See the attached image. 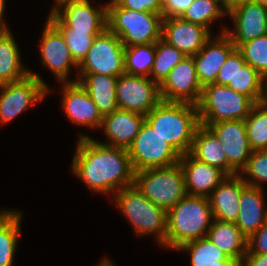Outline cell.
Here are the masks:
<instances>
[{"label":"cell","instance_id":"4dcf8cb0","mask_svg":"<svg viewBox=\"0 0 267 266\" xmlns=\"http://www.w3.org/2000/svg\"><path fill=\"white\" fill-rule=\"evenodd\" d=\"M176 250L190 252L191 266H211L216 261H223L229 257L207 236L188 241Z\"/></svg>","mask_w":267,"mask_h":266},{"label":"cell","instance_id":"5bb4252c","mask_svg":"<svg viewBox=\"0 0 267 266\" xmlns=\"http://www.w3.org/2000/svg\"><path fill=\"white\" fill-rule=\"evenodd\" d=\"M161 99L197 105L202 86L198 81L193 56H185L159 84Z\"/></svg>","mask_w":267,"mask_h":266},{"label":"cell","instance_id":"74e56055","mask_svg":"<svg viewBox=\"0 0 267 266\" xmlns=\"http://www.w3.org/2000/svg\"><path fill=\"white\" fill-rule=\"evenodd\" d=\"M245 63L242 54L236 48L221 66L215 84L228 85L230 81H233L237 69L241 68Z\"/></svg>","mask_w":267,"mask_h":266},{"label":"cell","instance_id":"7c38bea8","mask_svg":"<svg viewBox=\"0 0 267 266\" xmlns=\"http://www.w3.org/2000/svg\"><path fill=\"white\" fill-rule=\"evenodd\" d=\"M119 109L146 116L162 99L159 84L150 77L122 74L116 82Z\"/></svg>","mask_w":267,"mask_h":266},{"label":"cell","instance_id":"7402d4cb","mask_svg":"<svg viewBox=\"0 0 267 266\" xmlns=\"http://www.w3.org/2000/svg\"><path fill=\"white\" fill-rule=\"evenodd\" d=\"M262 188L247 185L243 181V191L239 201V215L235 224L249 239L267 221Z\"/></svg>","mask_w":267,"mask_h":266},{"label":"cell","instance_id":"603a6c76","mask_svg":"<svg viewBox=\"0 0 267 266\" xmlns=\"http://www.w3.org/2000/svg\"><path fill=\"white\" fill-rule=\"evenodd\" d=\"M243 179L239 174L227 176L208 197L215 220L235 222L239 215V201Z\"/></svg>","mask_w":267,"mask_h":266},{"label":"cell","instance_id":"836d02e7","mask_svg":"<svg viewBox=\"0 0 267 266\" xmlns=\"http://www.w3.org/2000/svg\"><path fill=\"white\" fill-rule=\"evenodd\" d=\"M228 13V10L217 0H194L181 15L185 21L199 24L209 31L210 24Z\"/></svg>","mask_w":267,"mask_h":266},{"label":"cell","instance_id":"9a60e30c","mask_svg":"<svg viewBox=\"0 0 267 266\" xmlns=\"http://www.w3.org/2000/svg\"><path fill=\"white\" fill-rule=\"evenodd\" d=\"M234 20V32L223 27L236 48L247 41L267 34V7L252 1L239 3L227 13Z\"/></svg>","mask_w":267,"mask_h":266},{"label":"cell","instance_id":"8992f818","mask_svg":"<svg viewBox=\"0 0 267 266\" xmlns=\"http://www.w3.org/2000/svg\"><path fill=\"white\" fill-rule=\"evenodd\" d=\"M256 103L227 85L210 84L202 88L197 104L200 124L245 120Z\"/></svg>","mask_w":267,"mask_h":266},{"label":"cell","instance_id":"ba28073f","mask_svg":"<svg viewBox=\"0 0 267 266\" xmlns=\"http://www.w3.org/2000/svg\"><path fill=\"white\" fill-rule=\"evenodd\" d=\"M127 151L135 172L168 167L178 163L181 157L146 120Z\"/></svg>","mask_w":267,"mask_h":266},{"label":"cell","instance_id":"9c48e42d","mask_svg":"<svg viewBox=\"0 0 267 266\" xmlns=\"http://www.w3.org/2000/svg\"><path fill=\"white\" fill-rule=\"evenodd\" d=\"M125 46L106 28L95 37L86 57L78 65L79 73L105 74L119 77L125 73Z\"/></svg>","mask_w":267,"mask_h":266},{"label":"cell","instance_id":"1f68e13d","mask_svg":"<svg viewBox=\"0 0 267 266\" xmlns=\"http://www.w3.org/2000/svg\"><path fill=\"white\" fill-rule=\"evenodd\" d=\"M155 60V43L125 47V73L148 77Z\"/></svg>","mask_w":267,"mask_h":266},{"label":"cell","instance_id":"8d00e7d4","mask_svg":"<svg viewBox=\"0 0 267 266\" xmlns=\"http://www.w3.org/2000/svg\"><path fill=\"white\" fill-rule=\"evenodd\" d=\"M240 172L246 175L245 178L241 173L239 174L247 185L262 188V183L267 182V150L252 151Z\"/></svg>","mask_w":267,"mask_h":266},{"label":"cell","instance_id":"d6986e66","mask_svg":"<svg viewBox=\"0 0 267 266\" xmlns=\"http://www.w3.org/2000/svg\"><path fill=\"white\" fill-rule=\"evenodd\" d=\"M217 37H211L193 56L197 78L202 88L215 83L221 66L236 49L225 33L221 32Z\"/></svg>","mask_w":267,"mask_h":266},{"label":"cell","instance_id":"d6a6232c","mask_svg":"<svg viewBox=\"0 0 267 266\" xmlns=\"http://www.w3.org/2000/svg\"><path fill=\"white\" fill-rule=\"evenodd\" d=\"M186 55L162 38L155 43V60L150 73L152 81L160 84Z\"/></svg>","mask_w":267,"mask_h":266},{"label":"cell","instance_id":"6da1fadb","mask_svg":"<svg viewBox=\"0 0 267 266\" xmlns=\"http://www.w3.org/2000/svg\"><path fill=\"white\" fill-rule=\"evenodd\" d=\"M72 162V172L91 190L114 194L134 185L135 171L127 149L102 144L80 135Z\"/></svg>","mask_w":267,"mask_h":266},{"label":"cell","instance_id":"52a82bcc","mask_svg":"<svg viewBox=\"0 0 267 266\" xmlns=\"http://www.w3.org/2000/svg\"><path fill=\"white\" fill-rule=\"evenodd\" d=\"M134 185L147 199L166 211L187 195L179 163L135 172Z\"/></svg>","mask_w":267,"mask_h":266},{"label":"cell","instance_id":"f907efd6","mask_svg":"<svg viewBox=\"0 0 267 266\" xmlns=\"http://www.w3.org/2000/svg\"><path fill=\"white\" fill-rule=\"evenodd\" d=\"M217 1L220 2L224 6V0H217Z\"/></svg>","mask_w":267,"mask_h":266},{"label":"cell","instance_id":"3957f363","mask_svg":"<svg viewBox=\"0 0 267 266\" xmlns=\"http://www.w3.org/2000/svg\"><path fill=\"white\" fill-rule=\"evenodd\" d=\"M213 220L208 197L186 195L167 211L166 248L207 236Z\"/></svg>","mask_w":267,"mask_h":266},{"label":"cell","instance_id":"44dd1931","mask_svg":"<svg viewBox=\"0 0 267 266\" xmlns=\"http://www.w3.org/2000/svg\"><path fill=\"white\" fill-rule=\"evenodd\" d=\"M144 121L145 116L142 114L117 109L103 116L100 129L103 128L109 142L100 143L128 149L140 132Z\"/></svg>","mask_w":267,"mask_h":266},{"label":"cell","instance_id":"cb8c5ba5","mask_svg":"<svg viewBox=\"0 0 267 266\" xmlns=\"http://www.w3.org/2000/svg\"><path fill=\"white\" fill-rule=\"evenodd\" d=\"M78 74L75 81H79L86 89L102 117L119 109L116 99L117 77L95 73Z\"/></svg>","mask_w":267,"mask_h":266},{"label":"cell","instance_id":"c3c4849f","mask_svg":"<svg viewBox=\"0 0 267 266\" xmlns=\"http://www.w3.org/2000/svg\"><path fill=\"white\" fill-rule=\"evenodd\" d=\"M252 2L258 3L260 5H263L265 7H267V0H250Z\"/></svg>","mask_w":267,"mask_h":266},{"label":"cell","instance_id":"7a4b0ae2","mask_svg":"<svg viewBox=\"0 0 267 266\" xmlns=\"http://www.w3.org/2000/svg\"><path fill=\"white\" fill-rule=\"evenodd\" d=\"M145 120L181 156L189 153L200 125L197 105L163 100L149 111Z\"/></svg>","mask_w":267,"mask_h":266},{"label":"cell","instance_id":"60d3db41","mask_svg":"<svg viewBox=\"0 0 267 266\" xmlns=\"http://www.w3.org/2000/svg\"><path fill=\"white\" fill-rule=\"evenodd\" d=\"M194 0H163V17H181Z\"/></svg>","mask_w":267,"mask_h":266},{"label":"cell","instance_id":"d590c367","mask_svg":"<svg viewBox=\"0 0 267 266\" xmlns=\"http://www.w3.org/2000/svg\"><path fill=\"white\" fill-rule=\"evenodd\" d=\"M69 47L72 58L79 65L86 57L96 36L103 31H74V29H58Z\"/></svg>","mask_w":267,"mask_h":266},{"label":"cell","instance_id":"e575fe53","mask_svg":"<svg viewBox=\"0 0 267 266\" xmlns=\"http://www.w3.org/2000/svg\"><path fill=\"white\" fill-rule=\"evenodd\" d=\"M237 50L247 64L261 75L267 74V34L240 44Z\"/></svg>","mask_w":267,"mask_h":266},{"label":"cell","instance_id":"681fc988","mask_svg":"<svg viewBox=\"0 0 267 266\" xmlns=\"http://www.w3.org/2000/svg\"><path fill=\"white\" fill-rule=\"evenodd\" d=\"M55 1H56L55 5H57V4H59L60 2H62L64 0H55Z\"/></svg>","mask_w":267,"mask_h":266},{"label":"cell","instance_id":"ac0fdd59","mask_svg":"<svg viewBox=\"0 0 267 266\" xmlns=\"http://www.w3.org/2000/svg\"><path fill=\"white\" fill-rule=\"evenodd\" d=\"M62 108L73 123L88 128H99L103 117L86 89L79 81L63 82Z\"/></svg>","mask_w":267,"mask_h":266},{"label":"cell","instance_id":"f35d334b","mask_svg":"<svg viewBox=\"0 0 267 266\" xmlns=\"http://www.w3.org/2000/svg\"><path fill=\"white\" fill-rule=\"evenodd\" d=\"M119 7L162 14L163 0H113Z\"/></svg>","mask_w":267,"mask_h":266},{"label":"cell","instance_id":"4316f807","mask_svg":"<svg viewBox=\"0 0 267 266\" xmlns=\"http://www.w3.org/2000/svg\"><path fill=\"white\" fill-rule=\"evenodd\" d=\"M21 65L19 47L12 33L0 31V85L26 78L30 71Z\"/></svg>","mask_w":267,"mask_h":266},{"label":"cell","instance_id":"ee69618b","mask_svg":"<svg viewBox=\"0 0 267 266\" xmlns=\"http://www.w3.org/2000/svg\"><path fill=\"white\" fill-rule=\"evenodd\" d=\"M5 0H0V31H7L9 30L7 24L3 20L4 17V8H5Z\"/></svg>","mask_w":267,"mask_h":266},{"label":"cell","instance_id":"5b68a950","mask_svg":"<svg viewBox=\"0 0 267 266\" xmlns=\"http://www.w3.org/2000/svg\"><path fill=\"white\" fill-rule=\"evenodd\" d=\"M115 203L132 224L137 235L154 233L159 246L166 247L167 211L147 199L135 186L118 190Z\"/></svg>","mask_w":267,"mask_h":266},{"label":"cell","instance_id":"83f0119b","mask_svg":"<svg viewBox=\"0 0 267 266\" xmlns=\"http://www.w3.org/2000/svg\"><path fill=\"white\" fill-rule=\"evenodd\" d=\"M22 213L4 210L0 214V266H12L18 238L21 235Z\"/></svg>","mask_w":267,"mask_h":266},{"label":"cell","instance_id":"f1b7e54d","mask_svg":"<svg viewBox=\"0 0 267 266\" xmlns=\"http://www.w3.org/2000/svg\"><path fill=\"white\" fill-rule=\"evenodd\" d=\"M264 76L252 66L245 63L238 68L233 81L228 83V87L234 91L251 98L255 103L262 102Z\"/></svg>","mask_w":267,"mask_h":266},{"label":"cell","instance_id":"b9f144b4","mask_svg":"<svg viewBox=\"0 0 267 266\" xmlns=\"http://www.w3.org/2000/svg\"><path fill=\"white\" fill-rule=\"evenodd\" d=\"M243 266H267V254H245Z\"/></svg>","mask_w":267,"mask_h":266},{"label":"cell","instance_id":"30bf717a","mask_svg":"<svg viewBox=\"0 0 267 266\" xmlns=\"http://www.w3.org/2000/svg\"><path fill=\"white\" fill-rule=\"evenodd\" d=\"M47 19L57 29L104 31L107 28V4L95 8L90 0H64L53 6Z\"/></svg>","mask_w":267,"mask_h":266},{"label":"cell","instance_id":"bcb514c9","mask_svg":"<svg viewBox=\"0 0 267 266\" xmlns=\"http://www.w3.org/2000/svg\"><path fill=\"white\" fill-rule=\"evenodd\" d=\"M262 102L267 104V74L264 76L263 81V97Z\"/></svg>","mask_w":267,"mask_h":266},{"label":"cell","instance_id":"d4e9b609","mask_svg":"<svg viewBox=\"0 0 267 266\" xmlns=\"http://www.w3.org/2000/svg\"><path fill=\"white\" fill-rule=\"evenodd\" d=\"M221 142L206 126L199 125L195 131L189 154L196 160L223 170L227 174V157Z\"/></svg>","mask_w":267,"mask_h":266},{"label":"cell","instance_id":"f546056e","mask_svg":"<svg viewBox=\"0 0 267 266\" xmlns=\"http://www.w3.org/2000/svg\"><path fill=\"white\" fill-rule=\"evenodd\" d=\"M244 122L252 151L267 150V104L256 103Z\"/></svg>","mask_w":267,"mask_h":266},{"label":"cell","instance_id":"4fadbf2b","mask_svg":"<svg viewBox=\"0 0 267 266\" xmlns=\"http://www.w3.org/2000/svg\"><path fill=\"white\" fill-rule=\"evenodd\" d=\"M201 125L208 127L221 142L222 150L227 157V175L239 174L252 153L244 120H227Z\"/></svg>","mask_w":267,"mask_h":266},{"label":"cell","instance_id":"ab89813d","mask_svg":"<svg viewBox=\"0 0 267 266\" xmlns=\"http://www.w3.org/2000/svg\"><path fill=\"white\" fill-rule=\"evenodd\" d=\"M246 254H267V221L247 239Z\"/></svg>","mask_w":267,"mask_h":266},{"label":"cell","instance_id":"277c9868","mask_svg":"<svg viewBox=\"0 0 267 266\" xmlns=\"http://www.w3.org/2000/svg\"><path fill=\"white\" fill-rule=\"evenodd\" d=\"M163 18V14L121 8L113 0L107 4V28L125 47L156 43L162 38Z\"/></svg>","mask_w":267,"mask_h":266},{"label":"cell","instance_id":"8fae6325","mask_svg":"<svg viewBox=\"0 0 267 266\" xmlns=\"http://www.w3.org/2000/svg\"><path fill=\"white\" fill-rule=\"evenodd\" d=\"M29 73L23 80L0 85V123L2 125L22 114L31 104L42 101L50 90L39 75Z\"/></svg>","mask_w":267,"mask_h":266},{"label":"cell","instance_id":"f6af8a7d","mask_svg":"<svg viewBox=\"0 0 267 266\" xmlns=\"http://www.w3.org/2000/svg\"><path fill=\"white\" fill-rule=\"evenodd\" d=\"M249 0H224V7L229 10L233 6Z\"/></svg>","mask_w":267,"mask_h":266},{"label":"cell","instance_id":"7dc6e473","mask_svg":"<svg viewBox=\"0 0 267 266\" xmlns=\"http://www.w3.org/2000/svg\"><path fill=\"white\" fill-rule=\"evenodd\" d=\"M98 266H115L113 265V262L108 260V258L103 259Z\"/></svg>","mask_w":267,"mask_h":266},{"label":"cell","instance_id":"e0dca14e","mask_svg":"<svg viewBox=\"0 0 267 266\" xmlns=\"http://www.w3.org/2000/svg\"><path fill=\"white\" fill-rule=\"evenodd\" d=\"M40 52L43 65L50 69L59 82H68L71 66L78 64L72 58L62 33L47 19L44 27Z\"/></svg>","mask_w":267,"mask_h":266},{"label":"cell","instance_id":"7bdbcfd3","mask_svg":"<svg viewBox=\"0 0 267 266\" xmlns=\"http://www.w3.org/2000/svg\"><path fill=\"white\" fill-rule=\"evenodd\" d=\"M211 266H243V259L228 257L223 261H216Z\"/></svg>","mask_w":267,"mask_h":266},{"label":"cell","instance_id":"484cf974","mask_svg":"<svg viewBox=\"0 0 267 266\" xmlns=\"http://www.w3.org/2000/svg\"><path fill=\"white\" fill-rule=\"evenodd\" d=\"M207 237L229 257L243 259L247 253V238L235 222L214 219Z\"/></svg>","mask_w":267,"mask_h":266},{"label":"cell","instance_id":"2e32d148","mask_svg":"<svg viewBox=\"0 0 267 266\" xmlns=\"http://www.w3.org/2000/svg\"><path fill=\"white\" fill-rule=\"evenodd\" d=\"M211 37V32L199 24L181 17L163 18L162 39L186 56L196 55Z\"/></svg>","mask_w":267,"mask_h":266},{"label":"cell","instance_id":"ffe728a7","mask_svg":"<svg viewBox=\"0 0 267 266\" xmlns=\"http://www.w3.org/2000/svg\"><path fill=\"white\" fill-rule=\"evenodd\" d=\"M178 163L184 173L187 195L209 197L228 176L218 167L202 163L189 153L182 155Z\"/></svg>","mask_w":267,"mask_h":266}]
</instances>
